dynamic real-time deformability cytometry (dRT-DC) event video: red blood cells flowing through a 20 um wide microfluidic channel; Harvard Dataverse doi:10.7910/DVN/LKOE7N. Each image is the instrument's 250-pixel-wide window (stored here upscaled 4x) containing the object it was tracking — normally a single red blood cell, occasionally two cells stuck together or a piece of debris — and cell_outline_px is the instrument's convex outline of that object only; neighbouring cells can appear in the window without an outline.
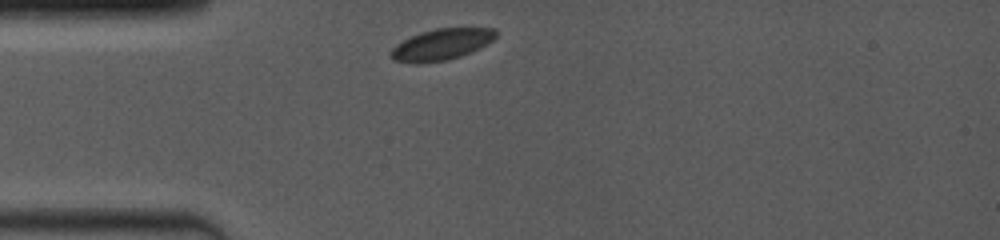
{"species": "common noctule bat (a hibernating species)", "species_latin": "Nyctalus noctula", "temperature_condition": "room temperature", "stored_images_in_passage": 22, "camera_frame_rate_fps": 4000, "um_per_image_px": 0.085, "animal": {"sex": "female", "body_mass_g": 19.0, "forearm_length_mm": 53.3}, "frame": {"image": 1, "passage_image": 1, "time_ms": 0.0, "image_size_px": [1000, 240], "cell_outline_px": [[500, 32], [488, 44], [460, 56], [448, 60], [420, 64], [416, 64], [392, 60], [388, 52], [396, 44], [420, 32], [436, 28], [496, 28]], "centroid_in_image_um": [37.51, 3.78], "position_along_channel_um": 47.5, "area_um2": 19.36}}
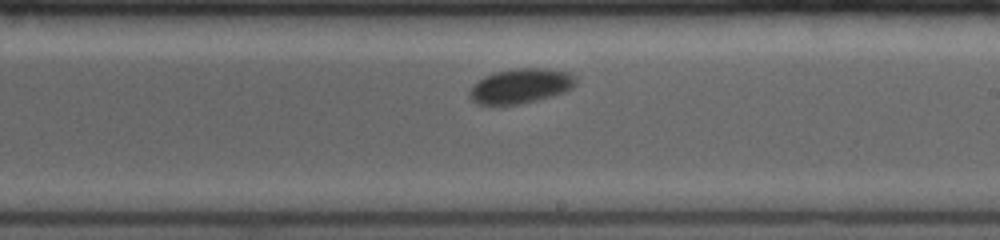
{"frame": {"image": 2, "passage_image": 13, "time_ms": 5.5, "image_size_px": [1000, 240], "cell_outline_px": [[576, 84], [572, 88], [564, 92], [552, 96], [536, 100], [516, 104], [476, 104], [468, 96], [468, 92], [472, 84], [484, 76], [492, 72], [516, 68], [548, 68], [568, 72], [576, 76]], "centroid_in_image_um": [44.23, 7.29], "position_along_channel_um": 244.8, "area_um2": 21.73}}
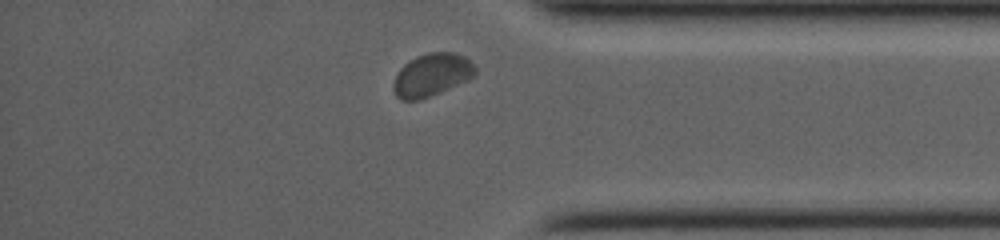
{"frame": {"image": 3, "passage_image": 22, "time_ms": 9.5, "image_size_px": [1000, 240], "cell_outline_px": [[476, 72], [468, 80], [420, 100], [400, 100], [396, 96], [392, 88], [392, 84], [400, 68], [408, 60], [416, 56], [428, 52], [452, 52], [464, 56], [472, 60], [476, 68]], "centroid_in_image_um": [36.68, 6.35], "position_along_channel_um": 398.5, "area_um2": 20.52}}